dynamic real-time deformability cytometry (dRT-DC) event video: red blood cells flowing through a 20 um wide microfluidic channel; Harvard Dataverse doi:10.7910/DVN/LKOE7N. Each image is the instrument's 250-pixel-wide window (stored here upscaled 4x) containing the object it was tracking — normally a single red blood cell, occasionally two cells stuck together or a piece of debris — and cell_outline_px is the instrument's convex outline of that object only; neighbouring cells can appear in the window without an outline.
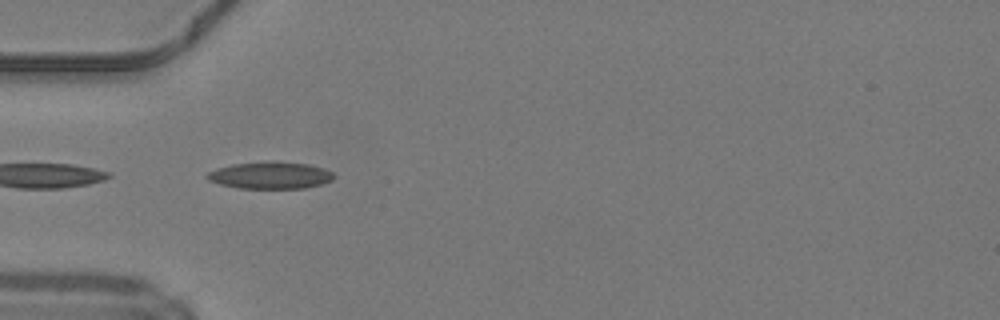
{"species": "common noctule bat (a hibernating species)", "species_latin": "Nyctalus noctula", "temperature_condition": "warm", "stored_images_in_passage": 7, "camera_frame_rate_fps": 3000, "um_per_image_px": 0.085, "animal": {"sex": "male", "body_mass_g": 19.2, "forearm_length_mm": 51.8}, "frame": {"image": 1, "passage_image": 3, "time_ms": 0.667, "image_size_px": [1000, 320], "cell_outline_px": [[336, 176], [332, 180], [320, 184], [304, 188], [240, 188], [220, 184], [208, 180], [204, 176], [208, 172], [216, 168], [232, 164], [308, 164], [324, 168], [332, 172]], "centroid_in_image_um": [22.96, 14.94], "position_along_channel_um": 62.0, "area_um2": 19.02}}